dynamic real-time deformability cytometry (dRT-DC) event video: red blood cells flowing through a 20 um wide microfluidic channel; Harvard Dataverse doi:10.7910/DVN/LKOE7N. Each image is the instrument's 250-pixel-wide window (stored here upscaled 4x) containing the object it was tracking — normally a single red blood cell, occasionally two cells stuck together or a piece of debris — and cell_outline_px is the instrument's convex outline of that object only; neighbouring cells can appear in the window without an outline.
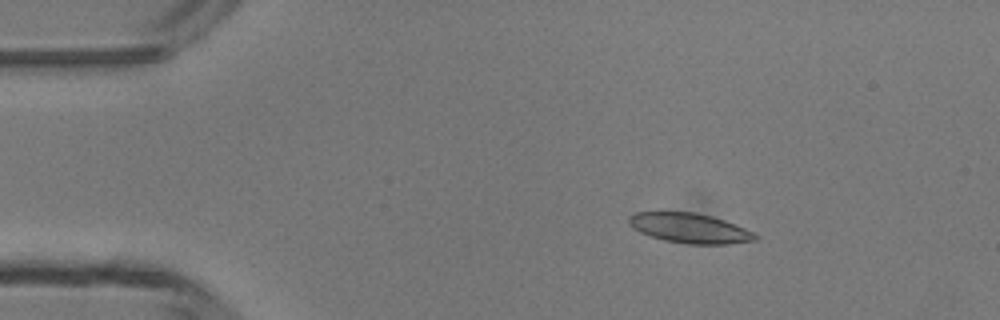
{"species": "common noctule bat (a hibernating species)", "species_latin": "Nyctalus noctula", "temperature_condition": "room temperature", "stored_images_in_passage": 5, "camera_frame_rate_fps": 3000, "um_per_image_px": 0.085, "animal": {"sex": "male", "body_mass_g": 13.3}, "frame": {"image": 1, "passage_image": 2, "time_ms": 2.0, "image_size_px": [1000, 320], "cell_outline_px": [[756, 240], [728, 244], [688, 244], [664, 240], [640, 232], [632, 228], [628, 224], [628, 216], [636, 212], [692, 212], [712, 216], [724, 220], [744, 228], [752, 232], [756, 236]], "centroid_in_image_um": [58.58, 19.39], "position_along_channel_um": 26.4, "area_um2": 21.79}}
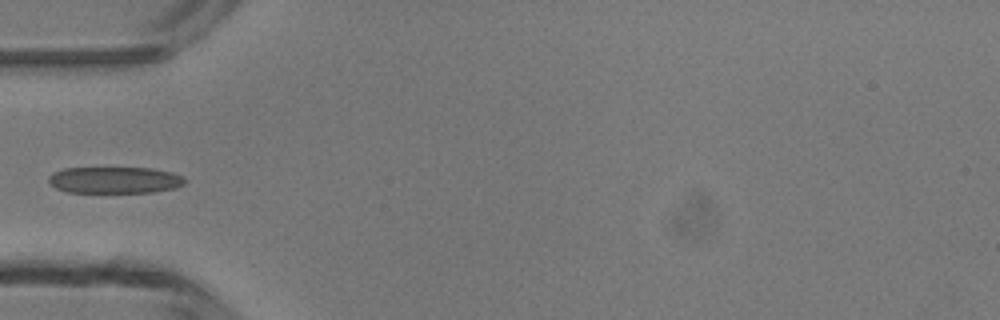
{"frame": {"image": 2, "passage_image": 4, "time_ms": 4.667, "image_size_px": [1000, 320], "cell_outline_px": [[188, 180], [184, 184], [176, 188], [152, 192], [68, 192], [56, 188], [48, 180], [48, 176], [52, 172], [64, 168], [152, 168], [172, 172], [184, 176]], "centroid_in_image_um": [9.79, 15.3], "position_along_channel_um": 75.2, "area_um2": 21.21}}
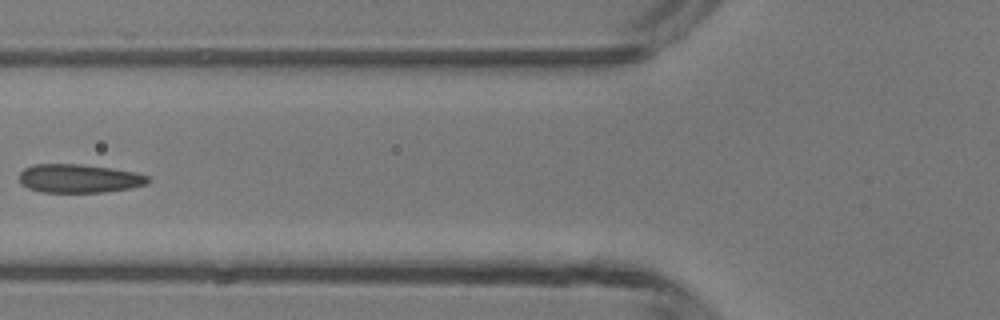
{"frame": {"image": 3, "passage_image": 5, "time_ms": 5.667, "image_size_px": [1000, 320], "cell_outline_px": [[152, 180], [148, 184], [132, 188], [104, 192], [40, 192], [28, 188], [20, 184], [20, 172], [24, 168], [32, 164], [80, 164], [112, 168], [136, 172], [148, 176]], "centroid_in_image_um": [6.74, 15.17], "position_along_channel_um": 119.1, "area_um2": 21.73}}